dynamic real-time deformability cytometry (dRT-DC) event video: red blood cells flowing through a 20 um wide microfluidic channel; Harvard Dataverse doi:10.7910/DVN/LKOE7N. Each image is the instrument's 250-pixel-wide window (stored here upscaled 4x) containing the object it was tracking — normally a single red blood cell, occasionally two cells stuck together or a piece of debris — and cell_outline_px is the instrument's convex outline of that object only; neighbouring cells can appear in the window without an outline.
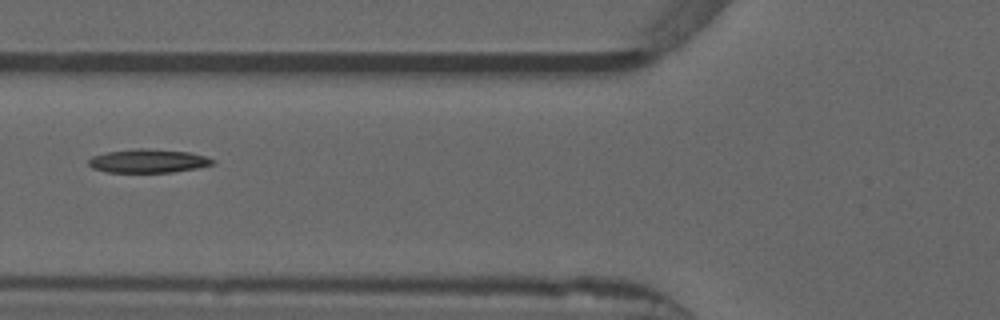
{"species": "common noctule bat (a hibernating species)", "species_latin": "Nyctalus noctula", "temperature_condition": "warm", "stored_images_in_passage": 38, "camera_frame_rate_fps": 3000, "um_per_image_px": 0.085, "animal": {"sex": "male", "forearm_length_mm": 52.5}, "frame": {"image": 1, "passage_image": 6, "time_ms": 1.667, "image_size_px": [1000, 320], "cell_outline_px": [[216, 164], [196, 168], [172, 172], [108, 172], [92, 168], [88, 164], [88, 160], [92, 156], [104, 152], [136, 148], [148, 148], [188, 152], [204, 156], [216, 160]], "centroid_in_image_um": [12.58, 13.67], "position_along_channel_um": 113.2, "area_um2": 17.17}}